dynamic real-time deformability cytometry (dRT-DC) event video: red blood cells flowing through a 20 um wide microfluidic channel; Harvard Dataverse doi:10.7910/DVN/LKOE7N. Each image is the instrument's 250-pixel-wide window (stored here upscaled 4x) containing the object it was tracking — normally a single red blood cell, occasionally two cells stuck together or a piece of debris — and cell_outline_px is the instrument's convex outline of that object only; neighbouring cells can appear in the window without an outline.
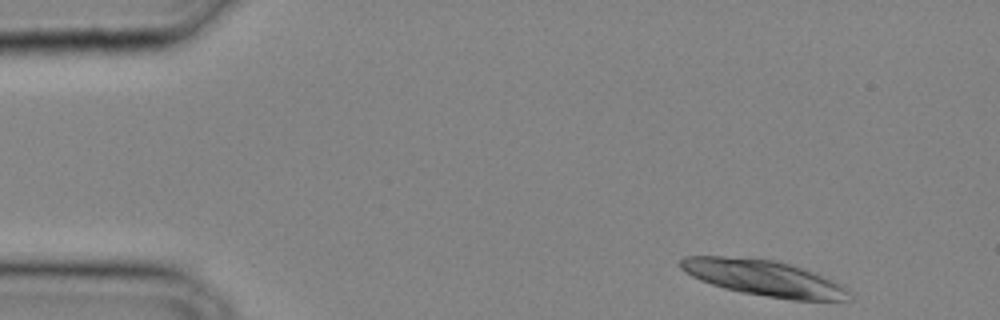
{"species": "common noctule bat (a hibernating species)", "species_latin": "Nyctalus noctula", "temperature_condition": "cold", "stored_images_in_passage": 29, "camera_frame_rate_fps": 3000, "um_per_image_px": 0.085, "animal": {"sex": "male", "body_mass_g": 20.4}, "frame": {"image": 1, "passage_image": 1, "time_ms": 0.0, "image_size_px": [1000, 320], "cell_outline_px": [[848, 300], [792, 300], [740, 292], [724, 288], [700, 280], [684, 272], [680, 268], [680, 260], [684, 256], [720, 256], [772, 260], [788, 264], [812, 272], [844, 284], [848, 288]], "centroid_in_image_um": [64.9, 23.64], "position_along_channel_um": 20.1, "area_um2": 34.8}}